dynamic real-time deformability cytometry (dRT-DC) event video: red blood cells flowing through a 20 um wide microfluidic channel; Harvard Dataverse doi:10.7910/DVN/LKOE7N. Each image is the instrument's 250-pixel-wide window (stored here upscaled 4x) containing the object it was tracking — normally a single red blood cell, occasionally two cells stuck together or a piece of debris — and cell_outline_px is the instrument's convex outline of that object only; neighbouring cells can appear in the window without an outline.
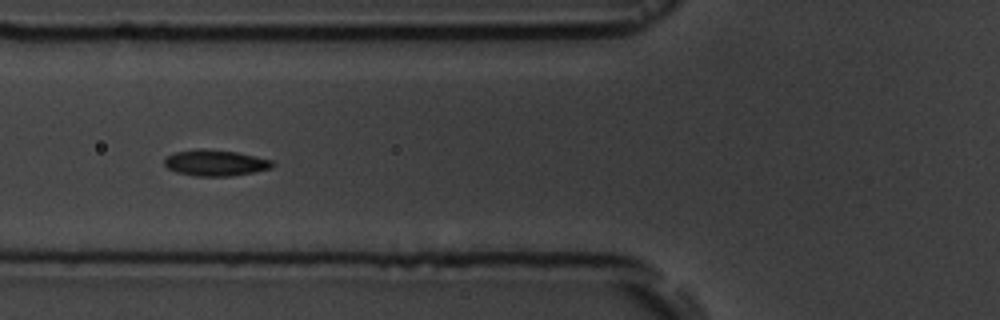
{"species": "common noctule bat (a hibernating species)", "species_latin": "Nyctalus noctula", "temperature_condition": "room temperature", "stored_images_in_passage": 7, "camera_frame_rate_fps": 3000, "um_per_image_px": 0.085, "animal": {"sex": "male", "body_mass_g": 19.5, "forearm_length_mm": 54.6}, "frame": {"image": 1, "passage_image": 6, "time_ms": 5.667, "image_size_px": [1000, 320], "cell_outline_px": [[276, 164], [272, 168], [232, 176], [196, 176], [176, 172], [168, 168], [164, 164], [164, 160], [168, 156], [176, 152], [196, 148], [204, 148], [236, 152], [272, 160]], "centroid_in_image_um": [18.31, 13.84], "position_along_channel_um": 107.5, "area_um2": 16.42}}
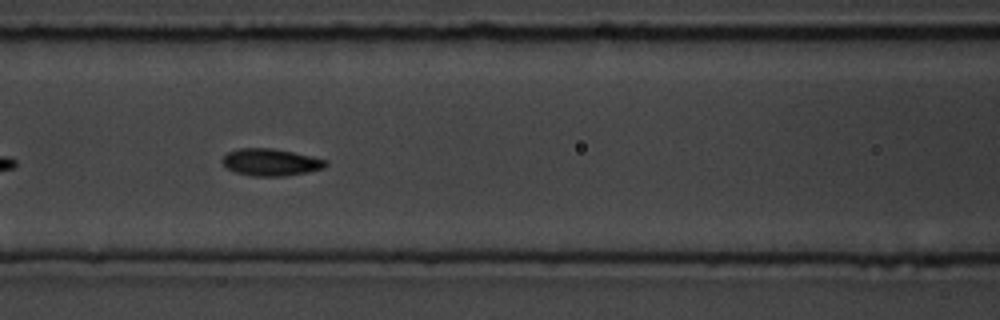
{"frame": {"image": 2, "passage_image": 7, "time_ms": 6.667, "image_size_px": [1000, 320], "cell_outline_px": [[328, 164], [324, 168], [308, 172], [284, 176], [252, 176], [236, 172], [228, 168], [220, 160], [228, 152], [240, 148], [272, 148], [292, 152], [328, 160]], "centroid_in_image_um": [23.03, 13.79], "position_along_channel_um": 143.6, "area_um2": 16.24}}